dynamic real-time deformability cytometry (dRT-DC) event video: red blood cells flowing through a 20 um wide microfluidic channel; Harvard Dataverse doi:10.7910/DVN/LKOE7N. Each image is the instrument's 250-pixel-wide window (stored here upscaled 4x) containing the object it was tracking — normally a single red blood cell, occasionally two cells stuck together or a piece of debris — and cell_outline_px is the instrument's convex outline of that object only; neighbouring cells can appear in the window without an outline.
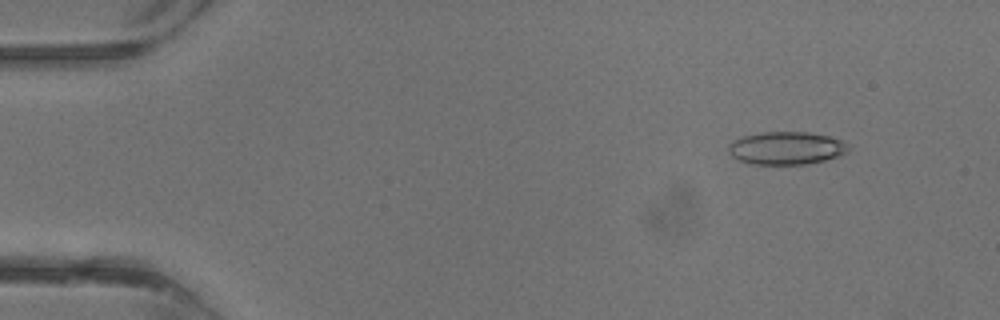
{"species": "common noctule bat (a hibernating species)", "species_latin": "Nyctalus noctula", "temperature_condition": "warm", "stored_images_in_passage": 37, "camera_frame_rate_fps": 3000, "um_per_image_px": 0.085, "animal": {"sex": "male", "body_mass_g": 13.3}, "frame": {"image": 1, "passage_image": 4, "time_ms": 1.0, "image_size_px": [1000, 320], "cell_outline_px": [[848, 152], [824, 160], [804, 164], [748, 164], [736, 160], [728, 152], [728, 144], [732, 140], [744, 136], [760, 132], [808, 132], [828, 136], [840, 140], [848, 144]], "centroid_in_image_um": [66.77, 12.59], "position_along_channel_um": 18.2, "area_um2": 23.0}}
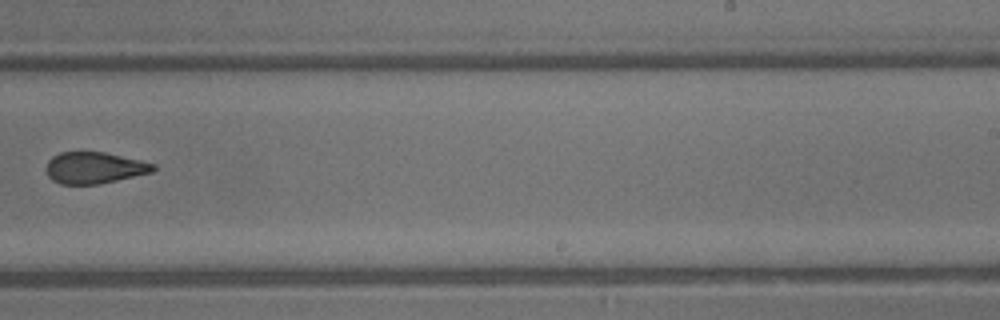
{"frame": {"image": 2, "passage_image": 24, "time_ms": 7.667, "image_size_px": [1000, 320], "cell_outline_px": [[156, 168], [152, 172], [100, 184], [60, 184], [52, 180], [48, 176], [44, 168], [48, 160], [52, 156], [60, 152], [104, 152], [140, 160], [156, 164]], "centroid_in_image_um": [7.99, 14.26], "position_along_channel_um": 281.0, "area_um2": 19.77}}
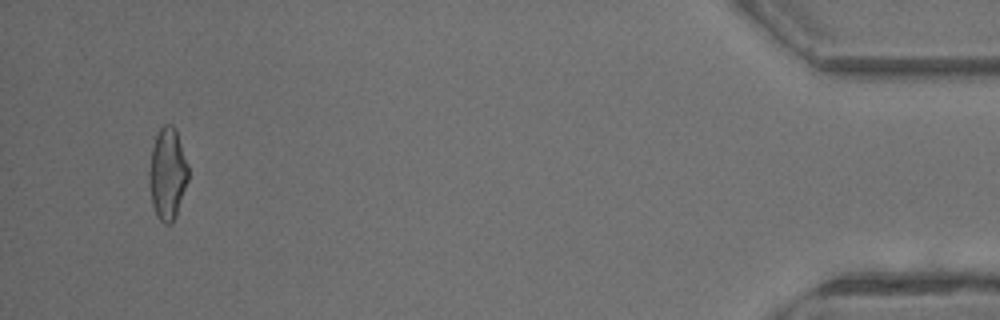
{"frame": {"image": 3, "passage_image": 36, "time_ms": 11.667, "image_size_px": [1000, 320], "cell_outline_px": [[188, 180], [176, 216], [172, 224], [164, 224], [156, 216], [152, 204], [148, 176], [148, 172], [152, 148], [156, 136], [160, 128], [164, 124], [172, 124], [176, 128], [188, 164]], "centroid_in_image_um": [14.24, 14.77], "position_along_channel_um": 421.0, "area_um2": 21.1}}